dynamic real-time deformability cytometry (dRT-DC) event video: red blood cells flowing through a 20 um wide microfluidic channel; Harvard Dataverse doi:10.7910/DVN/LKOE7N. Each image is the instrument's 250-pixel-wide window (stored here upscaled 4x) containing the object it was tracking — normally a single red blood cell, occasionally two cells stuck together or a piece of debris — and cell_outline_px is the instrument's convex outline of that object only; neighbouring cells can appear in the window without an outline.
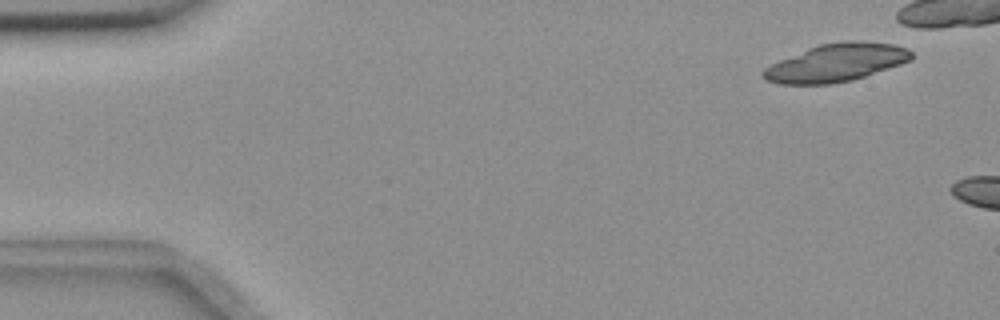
{"species": "common noctule bat (a hibernating species)", "species_latin": "Nyctalus noctula", "temperature_condition": "room temperature", "stored_images_in_passage": 10, "camera_frame_rate_fps": 3000, "um_per_image_px": 0.085, "animal": {"sex": "female", "body_mass_g": 18.4}, "frame": {"image": 1, "passage_image": 4, "time_ms": 1.0, "image_size_px": [1000, 320], "cell_outline_px": [[912, 60], [852, 80], [832, 84], [776, 84], [760, 76], [760, 72], [764, 68], [780, 60], [808, 48], [820, 44], [844, 40], [860, 40], [892, 44], [908, 48], [912, 52]], "centroid_in_image_um": [71.07, 5.32], "position_along_channel_um": 13.9, "area_um2": 32.71}}